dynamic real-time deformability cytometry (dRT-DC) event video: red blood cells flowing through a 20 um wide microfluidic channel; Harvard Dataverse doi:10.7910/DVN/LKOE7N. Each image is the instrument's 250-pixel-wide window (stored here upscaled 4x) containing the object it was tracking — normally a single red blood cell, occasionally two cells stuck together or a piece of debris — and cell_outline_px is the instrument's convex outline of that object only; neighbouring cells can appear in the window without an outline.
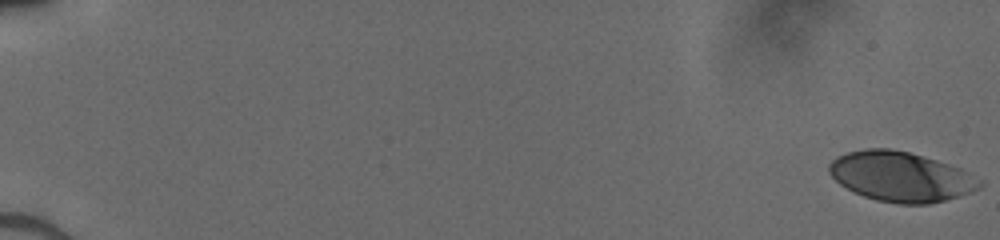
{"species": "human", "species_latin": "Homo sapiens", "temperature_condition": "cold", "stored_images_in_passage": 52, "camera_frame_rate_fps": 3000, "um_per_image_px": 0.085, "donor": {"sex": "male"}, "frame": {"image": 1, "passage_image": 1, "time_ms": 0.0, "image_size_px": [1000, 240], "cell_outline_px": [[984, 184], [980, 188], [944, 200], [928, 204], [900, 204], [876, 200], [864, 196], [840, 184], [828, 172], [828, 164], [836, 156], [848, 152], [868, 148], [888, 148], [908, 152], [936, 160], [960, 168], [980, 180]], "centroid_in_image_um": [76.53, 15.01], "position_along_channel_um": 8.5, "area_um2": 43.29}}
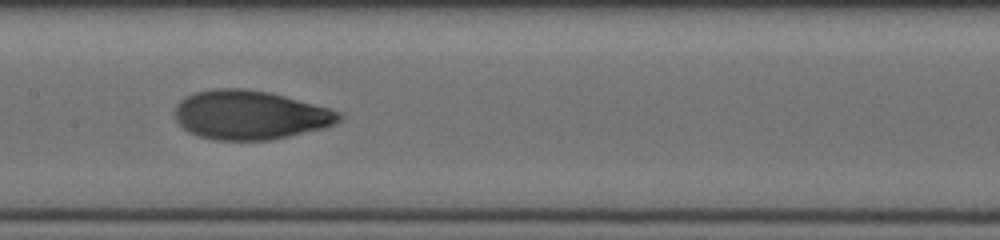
{"frame": {"image": 2, "passage_image": 29, "time_ms": 9.333, "image_size_px": [1000, 240], "cell_outline_px": [[344, 116], [336, 124], [324, 128], [272, 140], [212, 140], [196, 136], [188, 132], [176, 120], [172, 112], [176, 104], [180, 100], [196, 92], [212, 88], [244, 88], [268, 92], [284, 96], [328, 108], [340, 112]], "centroid_in_image_um": [21.22, 9.78], "position_along_channel_um": 186.2, "area_um2": 47.22}}
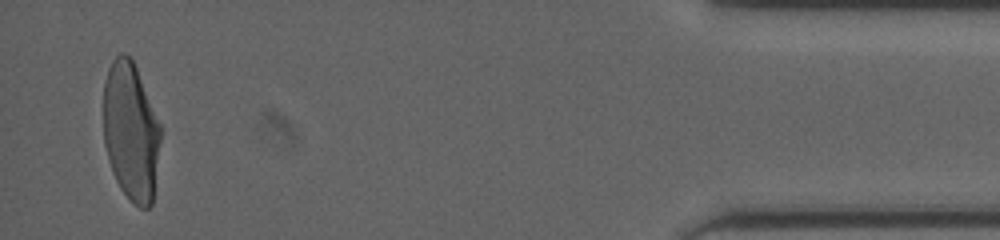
{"frame": {"image": 3, "passage_image": 51, "time_ms": 16.667, "image_size_px": [1000, 240], "cell_outline_px": [[160, 140], [152, 204], [148, 208], [140, 208], [120, 188], [112, 172], [108, 160], [104, 144], [104, 80], [108, 68], [112, 60], [120, 52], [124, 52], [132, 60], [136, 68], [160, 124]], "centroid_in_image_um": [11.1, 11.16], "position_along_channel_um": 424.1, "area_um2": 45.66}}